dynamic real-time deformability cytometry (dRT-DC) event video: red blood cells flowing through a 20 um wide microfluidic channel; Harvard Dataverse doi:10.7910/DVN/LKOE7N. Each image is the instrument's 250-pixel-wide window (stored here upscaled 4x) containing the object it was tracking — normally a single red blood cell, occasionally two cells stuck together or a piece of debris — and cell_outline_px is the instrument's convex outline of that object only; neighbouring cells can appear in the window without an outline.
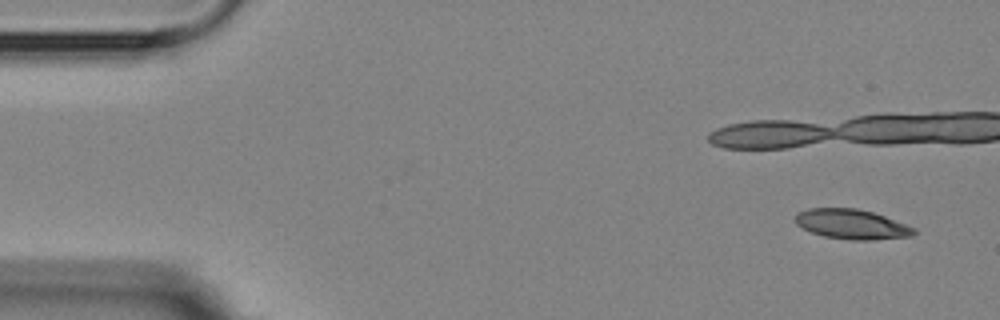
{"species": "Egyptian fruit bat (a non-hibernating species)", "species_latin": "Rousettus aegyptiacus", "temperature_condition": "room temperature", "stored_images_in_passage": 6, "camera_frame_rate_fps": 3000, "um_per_image_px": 0.085, "animal": {"sex": "female"}, "frame": {"image": 1, "passage_image": 1, "time_ms": 0.0, "image_size_px": [1000, 320], "cell_outline_px": [[916, 232], [912, 236], [872, 240], [852, 240], [824, 236], [812, 232], [796, 224], [796, 216], [800, 212], [808, 208], [856, 208], [872, 212], [884, 216], [916, 228]], "centroid_in_image_um": [72.43, 19.06], "position_along_channel_um": 12.6, "area_um2": 20.4}}